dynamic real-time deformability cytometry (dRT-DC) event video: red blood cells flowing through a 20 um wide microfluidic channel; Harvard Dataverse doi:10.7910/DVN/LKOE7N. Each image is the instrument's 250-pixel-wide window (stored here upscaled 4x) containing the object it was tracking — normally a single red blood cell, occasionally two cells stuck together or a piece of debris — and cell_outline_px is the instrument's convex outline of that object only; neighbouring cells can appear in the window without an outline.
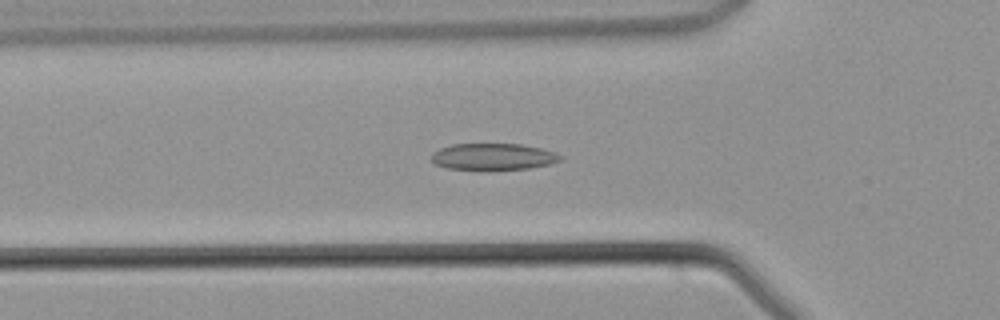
{"species": "common noctule bat (a hibernating species)", "species_latin": "Nyctalus noctula", "temperature_condition": "warm", "stored_images_in_passage": 44, "camera_frame_rate_fps": 3000, "um_per_image_px": 0.085, "animal": {"sex": "male", "body_mass_g": 21.5, "forearm_length_mm": 52.0}, "frame": {"image": 1, "passage_image": 14, "time_ms": 4.333, "image_size_px": [1000, 320], "cell_outline_px": [[560, 160], [548, 164], [528, 168], [448, 168], [436, 164], [432, 160], [432, 152], [440, 148], [452, 144], [520, 144], [540, 148], [556, 152], [560, 156]], "centroid_in_image_um": [41.9, 13.28], "position_along_channel_um": 83.9, "area_um2": 19.25}}
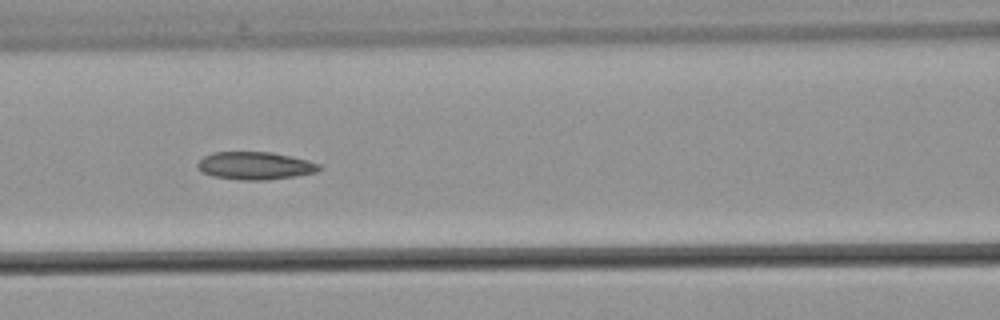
{"frame": {"image": 2, "passage_image": 18, "time_ms": 5.667, "image_size_px": [1000, 320], "cell_outline_px": [[324, 168], [316, 172], [296, 176], [268, 180], [244, 180], [212, 176], [196, 168], [196, 164], [204, 156], [212, 152], [272, 152], [292, 156], [308, 160], [320, 164]], "centroid_in_image_um": [21.71, 14.08], "position_along_channel_um": 144.9, "area_um2": 19.83}}
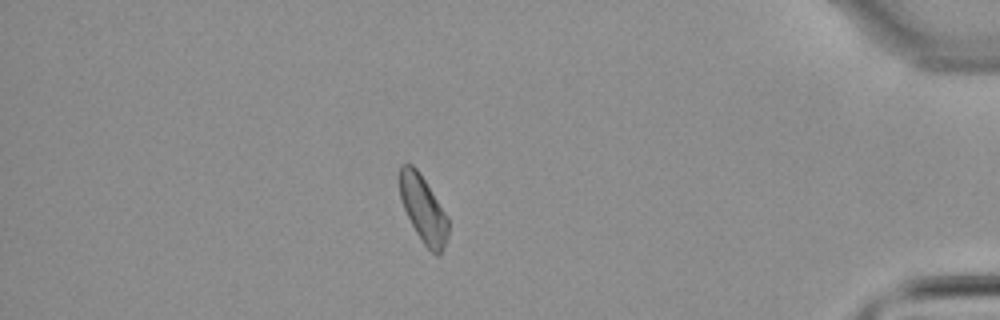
{"frame": {"image": 3, "passage_image": 38, "time_ms": 12.333, "image_size_px": [1000, 320], "cell_outline_px": [[448, 236], [440, 256], [436, 256], [424, 244], [416, 232], [400, 200], [400, 164], [412, 164], [420, 172], [448, 216]], "centroid_in_image_um": [35.99, 17.78], "position_along_channel_um": 399.2, "area_um2": 18.84}}